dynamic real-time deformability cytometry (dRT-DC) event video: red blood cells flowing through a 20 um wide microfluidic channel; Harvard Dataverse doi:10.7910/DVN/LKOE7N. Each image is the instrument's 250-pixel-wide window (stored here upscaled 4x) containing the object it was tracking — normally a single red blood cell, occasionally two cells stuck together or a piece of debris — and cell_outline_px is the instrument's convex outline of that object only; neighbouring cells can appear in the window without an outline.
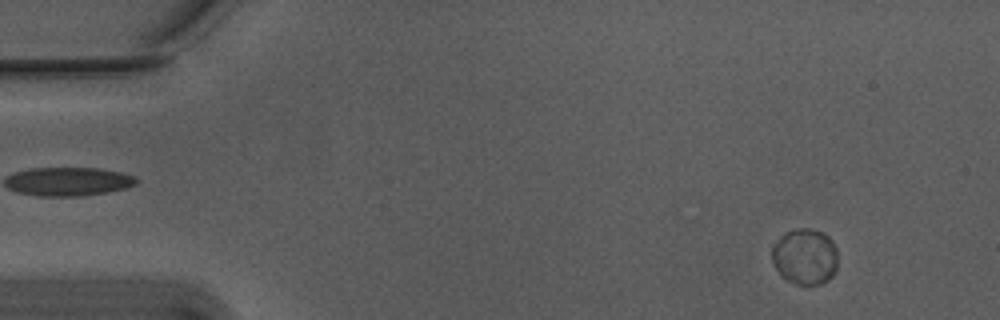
{"species": "Egyptian fruit bat (a non-hibernating species)", "species_latin": "Rousettus aegyptiacus", "temperature_condition": "warm", "stored_images_in_passage": 56, "camera_frame_rate_fps": 3000, "um_per_image_px": 0.085, "animal": {"sex": "male"}, "frame": {"image": 1, "passage_image": 5, "time_ms": 1.333, "image_size_px": [1000, 320], "cell_outline_px": [[836, 268], [832, 276], [828, 280], [820, 284], [796, 284], [784, 280], [780, 276], [772, 264], [772, 248], [780, 236], [788, 232], [800, 228], [808, 228], [820, 232], [828, 236], [832, 240], [836, 248]], "centroid_in_image_um": [68.39, 21.83], "position_along_channel_um": 16.6, "area_um2": 21.5}}
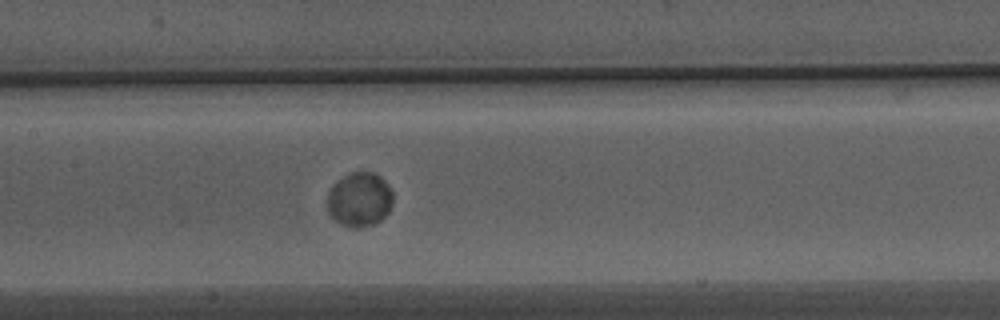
{"frame": {"image": 2, "passage_image": 27, "time_ms": 8.667, "image_size_px": [1000, 320], "cell_outline_px": [[392, 204], [388, 212], [380, 220], [372, 224], [356, 228], [352, 228], [340, 224], [328, 212], [328, 192], [344, 176], [352, 172], [372, 172], [380, 176], [384, 180], [392, 192]], "centroid_in_image_um": [30.57, 16.97], "position_along_channel_um": 176.8, "area_um2": 20.4}}
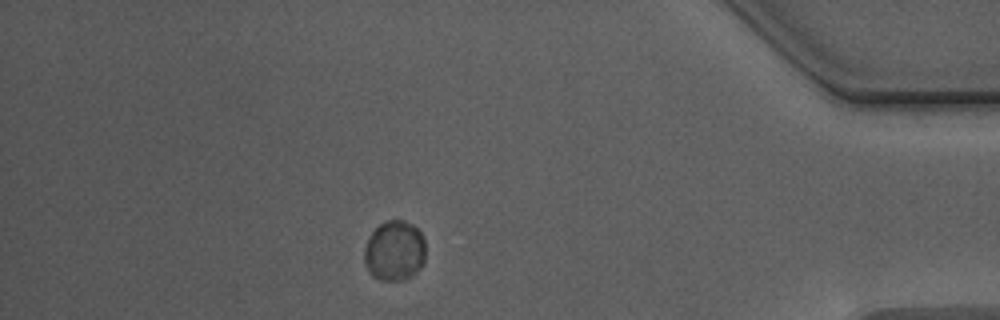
{"frame": {"image": 3, "passage_image": 49, "time_ms": 16.0, "image_size_px": [1000, 320], "cell_outline_px": [[424, 260], [420, 268], [416, 272], [404, 280], [380, 280], [372, 276], [368, 272], [364, 264], [364, 248], [372, 232], [380, 224], [388, 220], [404, 220], [412, 224], [420, 232], [424, 240]], "centroid_in_image_um": [33.51, 21.33], "position_along_channel_um": 401.7, "area_um2": 21.5}, "authors_computed_cell_mechanics": {"area_um2": 21.1259, "velocity_mm_per_s": 3.6478, "shape_relaxation_time_tau1_ms": 1.554, "shape_relaxation_time_tau2_ms": null, "deformation_change_tau1": 0.0138, "deformation_change_tau2": null}}